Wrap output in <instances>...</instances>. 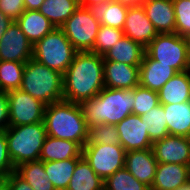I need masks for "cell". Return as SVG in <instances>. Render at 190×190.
<instances>
[{"instance_id":"1","label":"cell","mask_w":190,"mask_h":190,"mask_svg":"<svg viewBox=\"0 0 190 190\" xmlns=\"http://www.w3.org/2000/svg\"><path fill=\"white\" fill-rule=\"evenodd\" d=\"M104 85V59L91 51L77 52L63 73V98L80 104L97 96Z\"/></svg>"},{"instance_id":"2","label":"cell","mask_w":190,"mask_h":190,"mask_svg":"<svg viewBox=\"0 0 190 190\" xmlns=\"http://www.w3.org/2000/svg\"><path fill=\"white\" fill-rule=\"evenodd\" d=\"M135 103L134 89H114L104 87L89 100L80 103L88 128L98 124L116 125L132 114Z\"/></svg>"},{"instance_id":"3","label":"cell","mask_w":190,"mask_h":190,"mask_svg":"<svg viewBox=\"0 0 190 190\" xmlns=\"http://www.w3.org/2000/svg\"><path fill=\"white\" fill-rule=\"evenodd\" d=\"M44 123L50 137L74 141L82 148L88 141L89 128L80 104L63 100L47 105Z\"/></svg>"},{"instance_id":"4","label":"cell","mask_w":190,"mask_h":190,"mask_svg":"<svg viewBox=\"0 0 190 190\" xmlns=\"http://www.w3.org/2000/svg\"><path fill=\"white\" fill-rule=\"evenodd\" d=\"M20 90L46 106L63 101V74L31 58L25 62Z\"/></svg>"},{"instance_id":"5","label":"cell","mask_w":190,"mask_h":190,"mask_svg":"<svg viewBox=\"0 0 190 190\" xmlns=\"http://www.w3.org/2000/svg\"><path fill=\"white\" fill-rule=\"evenodd\" d=\"M5 134L8 154L15 168L22 163L39 160L47 136L44 121L28 125L9 126L5 130Z\"/></svg>"},{"instance_id":"6","label":"cell","mask_w":190,"mask_h":190,"mask_svg":"<svg viewBox=\"0 0 190 190\" xmlns=\"http://www.w3.org/2000/svg\"><path fill=\"white\" fill-rule=\"evenodd\" d=\"M77 52L63 30L55 27L33 45L32 58L63 74L73 62Z\"/></svg>"},{"instance_id":"7","label":"cell","mask_w":190,"mask_h":190,"mask_svg":"<svg viewBox=\"0 0 190 190\" xmlns=\"http://www.w3.org/2000/svg\"><path fill=\"white\" fill-rule=\"evenodd\" d=\"M145 52L178 73L190 70L189 40L186 37L176 33H158L145 48Z\"/></svg>"},{"instance_id":"8","label":"cell","mask_w":190,"mask_h":190,"mask_svg":"<svg viewBox=\"0 0 190 190\" xmlns=\"http://www.w3.org/2000/svg\"><path fill=\"white\" fill-rule=\"evenodd\" d=\"M100 27L95 9L79 6L60 27L78 52L92 51Z\"/></svg>"},{"instance_id":"9","label":"cell","mask_w":190,"mask_h":190,"mask_svg":"<svg viewBox=\"0 0 190 190\" xmlns=\"http://www.w3.org/2000/svg\"><path fill=\"white\" fill-rule=\"evenodd\" d=\"M125 149L120 144H85L82 157L104 181L117 170L124 168Z\"/></svg>"},{"instance_id":"10","label":"cell","mask_w":190,"mask_h":190,"mask_svg":"<svg viewBox=\"0 0 190 190\" xmlns=\"http://www.w3.org/2000/svg\"><path fill=\"white\" fill-rule=\"evenodd\" d=\"M9 126L34 124L44 121L46 105L20 89L7 92Z\"/></svg>"},{"instance_id":"11","label":"cell","mask_w":190,"mask_h":190,"mask_svg":"<svg viewBox=\"0 0 190 190\" xmlns=\"http://www.w3.org/2000/svg\"><path fill=\"white\" fill-rule=\"evenodd\" d=\"M33 44L13 21L0 38V60L26 62L32 58Z\"/></svg>"},{"instance_id":"12","label":"cell","mask_w":190,"mask_h":190,"mask_svg":"<svg viewBox=\"0 0 190 190\" xmlns=\"http://www.w3.org/2000/svg\"><path fill=\"white\" fill-rule=\"evenodd\" d=\"M152 150L158 163L190 165V137L167 135Z\"/></svg>"},{"instance_id":"13","label":"cell","mask_w":190,"mask_h":190,"mask_svg":"<svg viewBox=\"0 0 190 190\" xmlns=\"http://www.w3.org/2000/svg\"><path fill=\"white\" fill-rule=\"evenodd\" d=\"M120 145L126 152L152 148V142L139 115H128L115 125Z\"/></svg>"},{"instance_id":"14","label":"cell","mask_w":190,"mask_h":190,"mask_svg":"<svg viewBox=\"0 0 190 190\" xmlns=\"http://www.w3.org/2000/svg\"><path fill=\"white\" fill-rule=\"evenodd\" d=\"M124 36L131 38L146 48L157 36L153 24L148 19L142 5L128 8L125 24L123 27Z\"/></svg>"},{"instance_id":"15","label":"cell","mask_w":190,"mask_h":190,"mask_svg":"<svg viewBox=\"0 0 190 190\" xmlns=\"http://www.w3.org/2000/svg\"><path fill=\"white\" fill-rule=\"evenodd\" d=\"M158 161L152 148L132 150L125 154L124 167L140 182L151 188L156 174Z\"/></svg>"},{"instance_id":"16","label":"cell","mask_w":190,"mask_h":190,"mask_svg":"<svg viewBox=\"0 0 190 190\" xmlns=\"http://www.w3.org/2000/svg\"><path fill=\"white\" fill-rule=\"evenodd\" d=\"M139 66L104 60V85L114 89H134L139 85Z\"/></svg>"},{"instance_id":"17","label":"cell","mask_w":190,"mask_h":190,"mask_svg":"<svg viewBox=\"0 0 190 190\" xmlns=\"http://www.w3.org/2000/svg\"><path fill=\"white\" fill-rule=\"evenodd\" d=\"M177 73L171 66L160 64L145 52L139 66V85L159 92L163 85Z\"/></svg>"},{"instance_id":"18","label":"cell","mask_w":190,"mask_h":190,"mask_svg":"<svg viewBox=\"0 0 190 190\" xmlns=\"http://www.w3.org/2000/svg\"><path fill=\"white\" fill-rule=\"evenodd\" d=\"M142 6L158 33H175L173 0H144Z\"/></svg>"},{"instance_id":"19","label":"cell","mask_w":190,"mask_h":190,"mask_svg":"<svg viewBox=\"0 0 190 190\" xmlns=\"http://www.w3.org/2000/svg\"><path fill=\"white\" fill-rule=\"evenodd\" d=\"M190 181V165L158 163L150 190H175Z\"/></svg>"},{"instance_id":"20","label":"cell","mask_w":190,"mask_h":190,"mask_svg":"<svg viewBox=\"0 0 190 190\" xmlns=\"http://www.w3.org/2000/svg\"><path fill=\"white\" fill-rule=\"evenodd\" d=\"M83 148L71 140L46 136L39 160L43 162L81 159Z\"/></svg>"},{"instance_id":"21","label":"cell","mask_w":190,"mask_h":190,"mask_svg":"<svg viewBox=\"0 0 190 190\" xmlns=\"http://www.w3.org/2000/svg\"><path fill=\"white\" fill-rule=\"evenodd\" d=\"M159 102L179 104L190 101V70L177 73L158 92Z\"/></svg>"},{"instance_id":"22","label":"cell","mask_w":190,"mask_h":190,"mask_svg":"<svg viewBox=\"0 0 190 190\" xmlns=\"http://www.w3.org/2000/svg\"><path fill=\"white\" fill-rule=\"evenodd\" d=\"M145 48L131 38L123 36L103 55L104 60H112L128 65L140 66Z\"/></svg>"},{"instance_id":"23","label":"cell","mask_w":190,"mask_h":190,"mask_svg":"<svg viewBox=\"0 0 190 190\" xmlns=\"http://www.w3.org/2000/svg\"><path fill=\"white\" fill-rule=\"evenodd\" d=\"M16 22L33 45L55 28L38 10H25Z\"/></svg>"},{"instance_id":"24","label":"cell","mask_w":190,"mask_h":190,"mask_svg":"<svg viewBox=\"0 0 190 190\" xmlns=\"http://www.w3.org/2000/svg\"><path fill=\"white\" fill-rule=\"evenodd\" d=\"M169 135L190 137V101L163 105Z\"/></svg>"},{"instance_id":"25","label":"cell","mask_w":190,"mask_h":190,"mask_svg":"<svg viewBox=\"0 0 190 190\" xmlns=\"http://www.w3.org/2000/svg\"><path fill=\"white\" fill-rule=\"evenodd\" d=\"M67 190H104V180L82 157L75 166Z\"/></svg>"},{"instance_id":"26","label":"cell","mask_w":190,"mask_h":190,"mask_svg":"<svg viewBox=\"0 0 190 190\" xmlns=\"http://www.w3.org/2000/svg\"><path fill=\"white\" fill-rule=\"evenodd\" d=\"M79 6L78 0H44L38 11L60 28Z\"/></svg>"},{"instance_id":"27","label":"cell","mask_w":190,"mask_h":190,"mask_svg":"<svg viewBox=\"0 0 190 190\" xmlns=\"http://www.w3.org/2000/svg\"><path fill=\"white\" fill-rule=\"evenodd\" d=\"M15 171L30 184L33 190H56L49 181L44 170V162L41 160L22 163Z\"/></svg>"},{"instance_id":"28","label":"cell","mask_w":190,"mask_h":190,"mask_svg":"<svg viewBox=\"0 0 190 190\" xmlns=\"http://www.w3.org/2000/svg\"><path fill=\"white\" fill-rule=\"evenodd\" d=\"M80 159L44 162V170L56 190H67L75 166Z\"/></svg>"},{"instance_id":"29","label":"cell","mask_w":190,"mask_h":190,"mask_svg":"<svg viewBox=\"0 0 190 190\" xmlns=\"http://www.w3.org/2000/svg\"><path fill=\"white\" fill-rule=\"evenodd\" d=\"M165 115L162 104H159L147 113L140 115L142 123H144L152 143L162 140L169 135Z\"/></svg>"},{"instance_id":"30","label":"cell","mask_w":190,"mask_h":190,"mask_svg":"<svg viewBox=\"0 0 190 190\" xmlns=\"http://www.w3.org/2000/svg\"><path fill=\"white\" fill-rule=\"evenodd\" d=\"M128 6L115 1H109L96 8L100 25H105L122 30L128 11Z\"/></svg>"},{"instance_id":"31","label":"cell","mask_w":190,"mask_h":190,"mask_svg":"<svg viewBox=\"0 0 190 190\" xmlns=\"http://www.w3.org/2000/svg\"><path fill=\"white\" fill-rule=\"evenodd\" d=\"M25 62L0 60V91L20 89Z\"/></svg>"},{"instance_id":"32","label":"cell","mask_w":190,"mask_h":190,"mask_svg":"<svg viewBox=\"0 0 190 190\" xmlns=\"http://www.w3.org/2000/svg\"><path fill=\"white\" fill-rule=\"evenodd\" d=\"M104 190H150V188L124 167L104 181Z\"/></svg>"},{"instance_id":"33","label":"cell","mask_w":190,"mask_h":190,"mask_svg":"<svg viewBox=\"0 0 190 190\" xmlns=\"http://www.w3.org/2000/svg\"><path fill=\"white\" fill-rule=\"evenodd\" d=\"M134 99L135 103L132 108V114L139 116L160 104L158 92L140 85L134 88Z\"/></svg>"},{"instance_id":"34","label":"cell","mask_w":190,"mask_h":190,"mask_svg":"<svg viewBox=\"0 0 190 190\" xmlns=\"http://www.w3.org/2000/svg\"><path fill=\"white\" fill-rule=\"evenodd\" d=\"M124 36L123 30L100 25L94 47L91 52L104 55L113 45Z\"/></svg>"},{"instance_id":"35","label":"cell","mask_w":190,"mask_h":190,"mask_svg":"<svg viewBox=\"0 0 190 190\" xmlns=\"http://www.w3.org/2000/svg\"><path fill=\"white\" fill-rule=\"evenodd\" d=\"M86 144H120L119 133L115 125L98 124L89 128L88 141Z\"/></svg>"},{"instance_id":"36","label":"cell","mask_w":190,"mask_h":190,"mask_svg":"<svg viewBox=\"0 0 190 190\" xmlns=\"http://www.w3.org/2000/svg\"><path fill=\"white\" fill-rule=\"evenodd\" d=\"M174 13L176 16L175 33L190 37V0H173Z\"/></svg>"},{"instance_id":"37","label":"cell","mask_w":190,"mask_h":190,"mask_svg":"<svg viewBox=\"0 0 190 190\" xmlns=\"http://www.w3.org/2000/svg\"><path fill=\"white\" fill-rule=\"evenodd\" d=\"M15 167L8 154L5 130L0 131V179H6Z\"/></svg>"},{"instance_id":"38","label":"cell","mask_w":190,"mask_h":190,"mask_svg":"<svg viewBox=\"0 0 190 190\" xmlns=\"http://www.w3.org/2000/svg\"><path fill=\"white\" fill-rule=\"evenodd\" d=\"M24 0H0V11L16 21L25 11Z\"/></svg>"},{"instance_id":"39","label":"cell","mask_w":190,"mask_h":190,"mask_svg":"<svg viewBox=\"0 0 190 190\" xmlns=\"http://www.w3.org/2000/svg\"><path fill=\"white\" fill-rule=\"evenodd\" d=\"M9 99L7 92L0 91V131L9 127Z\"/></svg>"},{"instance_id":"40","label":"cell","mask_w":190,"mask_h":190,"mask_svg":"<svg viewBox=\"0 0 190 190\" xmlns=\"http://www.w3.org/2000/svg\"><path fill=\"white\" fill-rule=\"evenodd\" d=\"M5 180L8 190H33L30 184H28L16 171L11 172Z\"/></svg>"},{"instance_id":"41","label":"cell","mask_w":190,"mask_h":190,"mask_svg":"<svg viewBox=\"0 0 190 190\" xmlns=\"http://www.w3.org/2000/svg\"><path fill=\"white\" fill-rule=\"evenodd\" d=\"M78 1L81 7L96 9L99 6H103L104 4L112 0H78Z\"/></svg>"},{"instance_id":"42","label":"cell","mask_w":190,"mask_h":190,"mask_svg":"<svg viewBox=\"0 0 190 190\" xmlns=\"http://www.w3.org/2000/svg\"><path fill=\"white\" fill-rule=\"evenodd\" d=\"M13 20L10 17L5 16L0 11V38L3 36L7 28L11 25Z\"/></svg>"},{"instance_id":"43","label":"cell","mask_w":190,"mask_h":190,"mask_svg":"<svg viewBox=\"0 0 190 190\" xmlns=\"http://www.w3.org/2000/svg\"><path fill=\"white\" fill-rule=\"evenodd\" d=\"M44 0H24L26 10H38Z\"/></svg>"},{"instance_id":"44","label":"cell","mask_w":190,"mask_h":190,"mask_svg":"<svg viewBox=\"0 0 190 190\" xmlns=\"http://www.w3.org/2000/svg\"><path fill=\"white\" fill-rule=\"evenodd\" d=\"M128 7L142 5L144 0H112Z\"/></svg>"},{"instance_id":"45","label":"cell","mask_w":190,"mask_h":190,"mask_svg":"<svg viewBox=\"0 0 190 190\" xmlns=\"http://www.w3.org/2000/svg\"><path fill=\"white\" fill-rule=\"evenodd\" d=\"M0 190H8L7 183L5 179H0Z\"/></svg>"},{"instance_id":"46","label":"cell","mask_w":190,"mask_h":190,"mask_svg":"<svg viewBox=\"0 0 190 190\" xmlns=\"http://www.w3.org/2000/svg\"><path fill=\"white\" fill-rule=\"evenodd\" d=\"M175 190H190V181Z\"/></svg>"},{"instance_id":"47","label":"cell","mask_w":190,"mask_h":190,"mask_svg":"<svg viewBox=\"0 0 190 190\" xmlns=\"http://www.w3.org/2000/svg\"><path fill=\"white\" fill-rule=\"evenodd\" d=\"M188 40H189V53H190V37L188 38Z\"/></svg>"}]
</instances>
